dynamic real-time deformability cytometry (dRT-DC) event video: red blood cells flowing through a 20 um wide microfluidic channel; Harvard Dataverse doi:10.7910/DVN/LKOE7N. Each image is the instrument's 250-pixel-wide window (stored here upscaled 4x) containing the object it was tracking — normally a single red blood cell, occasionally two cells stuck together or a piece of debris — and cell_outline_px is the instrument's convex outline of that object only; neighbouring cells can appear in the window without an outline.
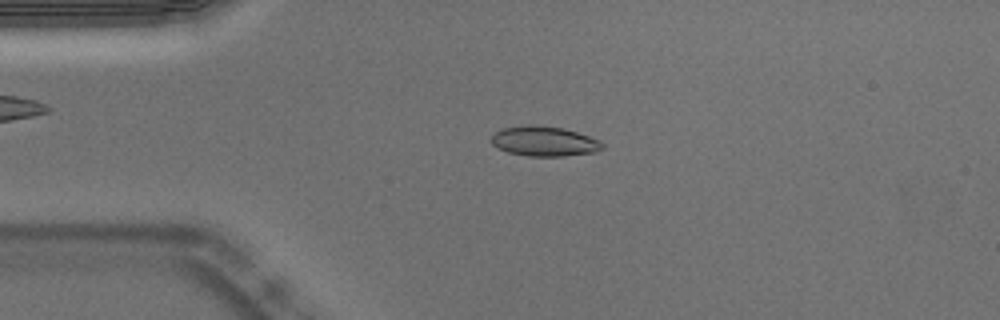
{"species": "Egyptian fruit bat (a non-hibernating species)", "species_latin": "Rousettus aegyptiacus", "temperature_condition": "warm", "stored_images_in_passage": 52, "camera_frame_rate_fps": 3000, "um_per_image_px": 0.085, "animal": {"sex": "male"}, "frame": {"image": 1, "passage_image": 11, "time_ms": 3.333, "image_size_px": [1000, 320], "cell_outline_px": [[604, 148], [596, 152], [564, 156], [528, 156], [508, 152], [492, 144], [492, 136], [496, 132], [504, 128], [528, 124], [536, 124], [564, 128], [600, 140], [604, 144]], "centroid_in_image_um": [46.3, 12.0], "position_along_channel_um": 38.7, "area_um2": 19.36}}
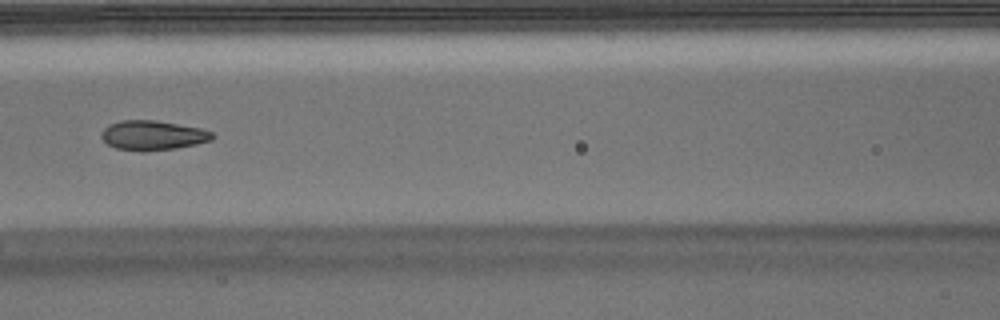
{"frame": {"image": 2, "passage_image": 22, "time_ms": 7.0, "image_size_px": [1000, 320], "cell_outline_px": [[216, 136], [212, 140], [196, 144], [176, 148], [144, 152], [140, 152], [116, 148], [108, 144], [100, 136], [104, 128], [108, 124], [120, 120], [156, 120], [200, 128], [212, 132]], "centroid_in_image_um": [12.98, 11.51], "position_along_channel_um": 153.6, "area_um2": 19.31}}
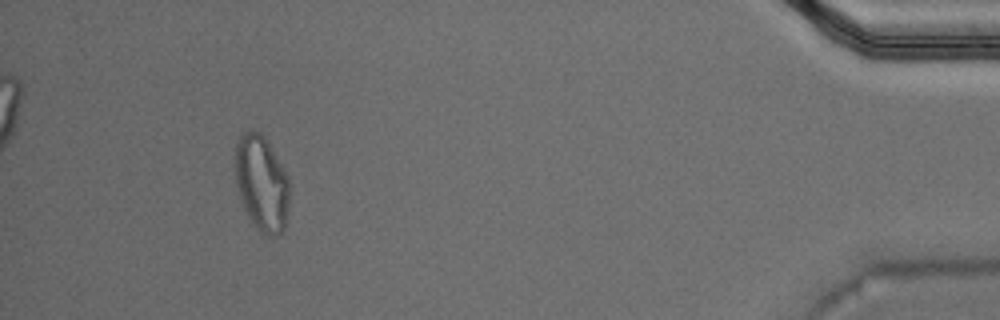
{"frame": {"image": 3, "passage_image": 48, "time_ms": 15.667, "image_size_px": [1000, 320], "cell_outline_px": [[288, 208], [284, 228], [280, 236], [268, 236], [248, 216], [244, 208], [236, 184], [232, 164], [236, 144], [240, 132], [252, 128], [260, 132], [264, 136], [288, 176]], "centroid_in_image_um": [22.19, 15.49], "position_along_channel_um": 413.0, "area_um2": 30.46}, "authors_computed_cell_mechanics": {"area_um2": 19.2763, "velocity_mm_per_s": 3.7672, "shape_relaxation_time_tau1_ms": 8.9822, "shape_relaxation_time_tau2_ms": 1.457, "deformation_change_tau1": 0.2139, "deformation_change_tau2": 0.0741}}